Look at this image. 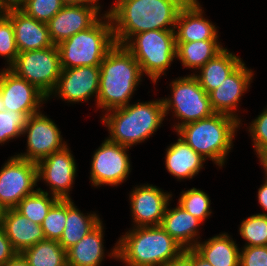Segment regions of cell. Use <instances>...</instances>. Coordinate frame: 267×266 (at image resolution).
<instances>
[{"mask_svg":"<svg viewBox=\"0 0 267 266\" xmlns=\"http://www.w3.org/2000/svg\"><path fill=\"white\" fill-rule=\"evenodd\" d=\"M3 1L7 6H10V5H17L22 0H3Z\"/></svg>","mask_w":267,"mask_h":266,"instance_id":"obj_46","label":"cell"},{"mask_svg":"<svg viewBox=\"0 0 267 266\" xmlns=\"http://www.w3.org/2000/svg\"><path fill=\"white\" fill-rule=\"evenodd\" d=\"M17 6L28 16L47 23L63 7L61 0H22Z\"/></svg>","mask_w":267,"mask_h":266,"instance_id":"obj_34","label":"cell"},{"mask_svg":"<svg viewBox=\"0 0 267 266\" xmlns=\"http://www.w3.org/2000/svg\"><path fill=\"white\" fill-rule=\"evenodd\" d=\"M36 164L38 182L42 179L50 186V195L58 199H71L69 192L75 182L77 167L69 147L66 145Z\"/></svg>","mask_w":267,"mask_h":266,"instance_id":"obj_13","label":"cell"},{"mask_svg":"<svg viewBox=\"0 0 267 266\" xmlns=\"http://www.w3.org/2000/svg\"><path fill=\"white\" fill-rule=\"evenodd\" d=\"M28 113H19L6 110L0 112V144L23 135V129L27 123Z\"/></svg>","mask_w":267,"mask_h":266,"instance_id":"obj_35","label":"cell"},{"mask_svg":"<svg viewBox=\"0 0 267 266\" xmlns=\"http://www.w3.org/2000/svg\"><path fill=\"white\" fill-rule=\"evenodd\" d=\"M4 111H6V108L4 106L3 97L0 91V112H4Z\"/></svg>","mask_w":267,"mask_h":266,"instance_id":"obj_48","label":"cell"},{"mask_svg":"<svg viewBox=\"0 0 267 266\" xmlns=\"http://www.w3.org/2000/svg\"><path fill=\"white\" fill-rule=\"evenodd\" d=\"M99 67L97 107L107 112L127 106L144 76L134 56L123 45L116 44Z\"/></svg>","mask_w":267,"mask_h":266,"instance_id":"obj_3","label":"cell"},{"mask_svg":"<svg viewBox=\"0 0 267 266\" xmlns=\"http://www.w3.org/2000/svg\"><path fill=\"white\" fill-rule=\"evenodd\" d=\"M9 69L35 85L49 98L62 72L58 47L53 45L49 48L20 52Z\"/></svg>","mask_w":267,"mask_h":266,"instance_id":"obj_9","label":"cell"},{"mask_svg":"<svg viewBox=\"0 0 267 266\" xmlns=\"http://www.w3.org/2000/svg\"><path fill=\"white\" fill-rule=\"evenodd\" d=\"M2 225L17 253H22L45 239L41 225L29 220L15 208L5 210Z\"/></svg>","mask_w":267,"mask_h":266,"instance_id":"obj_21","label":"cell"},{"mask_svg":"<svg viewBox=\"0 0 267 266\" xmlns=\"http://www.w3.org/2000/svg\"><path fill=\"white\" fill-rule=\"evenodd\" d=\"M57 200L58 198L53 195L50 197L48 191L37 188L34 193L25 196L15 209L29 220L41 225Z\"/></svg>","mask_w":267,"mask_h":266,"instance_id":"obj_30","label":"cell"},{"mask_svg":"<svg viewBox=\"0 0 267 266\" xmlns=\"http://www.w3.org/2000/svg\"><path fill=\"white\" fill-rule=\"evenodd\" d=\"M102 222L66 251L67 266H100L104 257Z\"/></svg>","mask_w":267,"mask_h":266,"instance_id":"obj_26","label":"cell"},{"mask_svg":"<svg viewBox=\"0 0 267 266\" xmlns=\"http://www.w3.org/2000/svg\"><path fill=\"white\" fill-rule=\"evenodd\" d=\"M164 266H193L192 260L183 252L178 258L173 259Z\"/></svg>","mask_w":267,"mask_h":266,"instance_id":"obj_42","label":"cell"},{"mask_svg":"<svg viewBox=\"0 0 267 266\" xmlns=\"http://www.w3.org/2000/svg\"><path fill=\"white\" fill-rule=\"evenodd\" d=\"M72 201L67 199L65 228L58 241L65 251L77 244L102 222L96 213L84 215Z\"/></svg>","mask_w":267,"mask_h":266,"instance_id":"obj_27","label":"cell"},{"mask_svg":"<svg viewBox=\"0 0 267 266\" xmlns=\"http://www.w3.org/2000/svg\"><path fill=\"white\" fill-rule=\"evenodd\" d=\"M239 266H267V246L243 247Z\"/></svg>","mask_w":267,"mask_h":266,"instance_id":"obj_38","label":"cell"},{"mask_svg":"<svg viewBox=\"0 0 267 266\" xmlns=\"http://www.w3.org/2000/svg\"><path fill=\"white\" fill-rule=\"evenodd\" d=\"M1 266H30L21 253H17L10 261Z\"/></svg>","mask_w":267,"mask_h":266,"instance_id":"obj_43","label":"cell"},{"mask_svg":"<svg viewBox=\"0 0 267 266\" xmlns=\"http://www.w3.org/2000/svg\"><path fill=\"white\" fill-rule=\"evenodd\" d=\"M18 54L12 21L4 13L0 16V56L7 59V68L15 62Z\"/></svg>","mask_w":267,"mask_h":266,"instance_id":"obj_36","label":"cell"},{"mask_svg":"<svg viewBox=\"0 0 267 266\" xmlns=\"http://www.w3.org/2000/svg\"><path fill=\"white\" fill-rule=\"evenodd\" d=\"M0 91L6 110L34 115L48 97L35 85L17 76L9 68L0 71Z\"/></svg>","mask_w":267,"mask_h":266,"instance_id":"obj_14","label":"cell"},{"mask_svg":"<svg viewBox=\"0 0 267 266\" xmlns=\"http://www.w3.org/2000/svg\"><path fill=\"white\" fill-rule=\"evenodd\" d=\"M5 208L0 204V224H2Z\"/></svg>","mask_w":267,"mask_h":266,"instance_id":"obj_49","label":"cell"},{"mask_svg":"<svg viewBox=\"0 0 267 266\" xmlns=\"http://www.w3.org/2000/svg\"><path fill=\"white\" fill-rule=\"evenodd\" d=\"M172 95L162 99L165 116L172 110L181 122L175 123V131L184 124L205 119L215 112L211 107L209 94L199 85L198 80L190 74L176 78L171 82Z\"/></svg>","mask_w":267,"mask_h":266,"instance_id":"obj_8","label":"cell"},{"mask_svg":"<svg viewBox=\"0 0 267 266\" xmlns=\"http://www.w3.org/2000/svg\"><path fill=\"white\" fill-rule=\"evenodd\" d=\"M203 13L197 0L187 1L180 9L176 19L174 31L176 42L218 40L217 27L205 19Z\"/></svg>","mask_w":267,"mask_h":266,"instance_id":"obj_20","label":"cell"},{"mask_svg":"<svg viewBox=\"0 0 267 266\" xmlns=\"http://www.w3.org/2000/svg\"><path fill=\"white\" fill-rule=\"evenodd\" d=\"M67 199H58L50 208L41 227L45 239L59 241L65 228Z\"/></svg>","mask_w":267,"mask_h":266,"instance_id":"obj_32","label":"cell"},{"mask_svg":"<svg viewBox=\"0 0 267 266\" xmlns=\"http://www.w3.org/2000/svg\"><path fill=\"white\" fill-rule=\"evenodd\" d=\"M253 72L242 62L216 89L209 93L211 107L215 113H222L238 119L235 114L241 96L247 91Z\"/></svg>","mask_w":267,"mask_h":266,"instance_id":"obj_18","label":"cell"},{"mask_svg":"<svg viewBox=\"0 0 267 266\" xmlns=\"http://www.w3.org/2000/svg\"><path fill=\"white\" fill-rule=\"evenodd\" d=\"M212 266H239L240 248L227 233H221L208 241L198 242L193 248Z\"/></svg>","mask_w":267,"mask_h":266,"instance_id":"obj_24","label":"cell"},{"mask_svg":"<svg viewBox=\"0 0 267 266\" xmlns=\"http://www.w3.org/2000/svg\"><path fill=\"white\" fill-rule=\"evenodd\" d=\"M100 80L99 66H80L71 69H62L55 90L56 94L64 101L70 103L87 102L90 97H98Z\"/></svg>","mask_w":267,"mask_h":266,"instance_id":"obj_15","label":"cell"},{"mask_svg":"<svg viewBox=\"0 0 267 266\" xmlns=\"http://www.w3.org/2000/svg\"><path fill=\"white\" fill-rule=\"evenodd\" d=\"M258 202L262 209L267 211V173H265L264 184L258 189Z\"/></svg>","mask_w":267,"mask_h":266,"instance_id":"obj_41","label":"cell"},{"mask_svg":"<svg viewBox=\"0 0 267 266\" xmlns=\"http://www.w3.org/2000/svg\"><path fill=\"white\" fill-rule=\"evenodd\" d=\"M172 194L157 186H136L129 195L133 227L160 226Z\"/></svg>","mask_w":267,"mask_h":266,"instance_id":"obj_17","label":"cell"},{"mask_svg":"<svg viewBox=\"0 0 267 266\" xmlns=\"http://www.w3.org/2000/svg\"><path fill=\"white\" fill-rule=\"evenodd\" d=\"M105 12L91 27L57 45L62 69L100 66L107 53L116 45L112 21Z\"/></svg>","mask_w":267,"mask_h":266,"instance_id":"obj_6","label":"cell"},{"mask_svg":"<svg viewBox=\"0 0 267 266\" xmlns=\"http://www.w3.org/2000/svg\"><path fill=\"white\" fill-rule=\"evenodd\" d=\"M184 250L161 225L143 226L122 235L108 256L126 266H164Z\"/></svg>","mask_w":267,"mask_h":266,"instance_id":"obj_2","label":"cell"},{"mask_svg":"<svg viewBox=\"0 0 267 266\" xmlns=\"http://www.w3.org/2000/svg\"><path fill=\"white\" fill-rule=\"evenodd\" d=\"M64 5H99V0H61ZM98 2V3H97Z\"/></svg>","mask_w":267,"mask_h":266,"instance_id":"obj_44","label":"cell"},{"mask_svg":"<svg viewBox=\"0 0 267 266\" xmlns=\"http://www.w3.org/2000/svg\"><path fill=\"white\" fill-rule=\"evenodd\" d=\"M188 0H116L107 12L116 44L149 30H175L180 9Z\"/></svg>","mask_w":267,"mask_h":266,"instance_id":"obj_1","label":"cell"},{"mask_svg":"<svg viewBox=\"0 0 267 266\" xmlns=\"http://www.w3.org/2000/svg\"><path fill=\"white\" fill-rule=\"evenodd\" d=\"M240 124L241 122L232 116L214 113L208 118L184 124L176 132L205 160L209 158L222 167L233 147L235 132Z\"/></svg>","mask_w":267,"mask_h":266,"instance_id":"obj_5","label":"cell"},{"mask_svg":"<svg viewBox=\"0 0 267 266\" xmlns=\"http://www.w3.org/2000/svg\"><path fill=\"white\" fill-rule=\"evenodd\" d=\"M243 61L237 55L224 48L214 58L199 69L200 74L193 73L199 85L209 94L216 89Z\"/></svg>","mask_w":267,"mask_h":266,"instance_id":"obj_25","label":"cell"},{"mask_svg":"<svg viewBox=\"0 0 267 266\" xmlns=\"http://www.w3.org/2000/svg\"><path fill=\"white\" fill-rule=\"evenodd\" d=\"M17 252L7 238L4 227L0 224V266L10 261Z\"/></svg>","mask_w":267,"mask_h":266,"instance_id":"obj_39","label":"cell"},{"mask_svg":"<svg viewBox=\"0 0 267 266\" xmlns=\"http://www.w3.org/2000/svg\"><path fill=\"white\" fill-rule=\"evenodd\" d=\"M175 30H149L134 35L124 47L139 63L143 75L153 83L165 75L176 59Z\"/></svg>","mask_w":267,"mask_h":266,"instance_id":"obj_7","label":"cell"},{"mask_svg":"<svg viewBox=\"0 0 267 266\" xmlns=\"http://www.w3.org/2000/svg\"><path fill=\"white\" fill-rule=\"evenodd\" d=\"M184 253L192 260L193 266H212L203 259L194 249H185Z\"/></svg>","mask_w":267,"mask_h":266,"instance_id":"obj_40","label":"cell"},{"mask_svg":"<svg viewBox=\"0 0 267 266\" xmlns=\"http://www.w3.org/2000/svg\"><path fill=\"white\" fill-rule=\"evenodd\" d=\"M100 5H64L48 22L54 45L91 27L100 17Z\"/></svg>","mask_w":267,"mask_h":266,"instance_id":"obj_16","label":"cell"},{"mask_svg":"<svg viewBox=\"0 0 267 266\" xmlns=\"http://www.w3.org/2000/svg\"><path fill=\"white\" fill-rule=\"evenodd\" d=\"M7 5L4 3L3 0H0V16L5 13Z\"/></svg>","mask_w":267,"mask_h":266,"instance_id":"obj_47","label":"cell"},{"mask_svg":"<svg viewBox=\"0 0 267 266\" xmlns=\"http://www.w3.org/2000/svg\"><path fill=\"white\" fill-rule=\"evenodd\" d=\"M258 158L264 168L265 173H267V150H265Z\"/></svg>","mask_w":267,"mask_h":266,"instance_id":"obj_45","label":"cell"},{"mask_svg":"<svg viewBox=\"0 0 267 266\" xmlns=\"http://www.w3.org/2000/svg\"><path fill=\"white\" fill-rule=\"evenodd\" d=\"M168 206L169 203L161 227L184 249H193L199 242L198 227H200L202 221L191 215L179 204L172 209H168Z\"/></svg>","mask_w":267,"mask_h":266,"instance_id":"obj_22","label":"cell"},{"mask_svg":"<svg viewBox=\"0 0 267 266\" xmlns=\"http://www.w3.org/2000/svg\"><path fill=\"white\" fill-rule=\"evenodd\" d=\"M164 118L162 99H156L112 109L101 120L108 127L109 141L131 148L153 135Z\"/></svg>","mask_w":267,"mask_h":266,"instance_id":"obj_4","label":"cell"},{"mask_svg":"<svg viewBox=\"0 0 267 266\" xmlns=\"http://www.w3.org/2000/svg\"><path fill=\"white\" fill-rule=\"evenodd\" d=\"M211 200L209 196L202 190L191 188L182 191L178 204L194 217L202 222L206 220L212 213L210 209Z\"/></svg>","mask_w":267,"mask_h":266,"instance_id":"obj_33","label":"cell"},{"mask_svg":"<svg viewBox=\"0 0 267 266\" xmlns=\"http://www.w3.org/2000/svg\"><path fill=\"white\" fill-rule=\"evenodd\" d=\"M27 135V150L17 154L19 158L38 162L53 152L63 149L67 143L62 141L61 131L49 117L42 112L28 117L23 135Z\"/></svg>","mask_w":267,"mask_h":266,"instance_id":"obj_12","label":"cell"},{"mask_svg":"<svg viewBox=\"0 0 267 266\" xmlns=\"http://www.w3.org/2000/svg\"><path fill=\"white\" fill-rule=\"evenodd\" d=\"M203 162L205 159L181 138L166 149V169L178 180L192 179L203 168Z\"/></svg>","mask_w":267,"mask_h":266,"instance_id":"obj_23","label":"cell"},{"mask_svg":"<svg viewBox=\"0 0 267 266\" xmlns=\"http://www.w3.org/2000/svg\"><path fill=\"white\" fill-rule=\"evenodd\" d=\"M37 164L14 155L0 169V204L15 208L37 186Z\"/></svg>","mask_w":267,"mask_h":266,"instance_id":"obj_10","label":"cell"},{"mask_svg":"<svg viewBox=\"0 0 267 266\" xmlns=\"http://www.w3.org/2000/svg\"><path fill=\"white\" fill-rule=\"evenodd\" d=\"M129 147L105 141L94 152L91 161L90 181L94 186H118L122 184L131 172Z\"/></svg>","mask_w":267,"mask_h":266,"instance_id":"obj_11","label":"cell"},{"mask_svg":"<svg viewBox=\"0 0 267 266\" xmlns=\"http://www.w3.org/2000/svg\"><path fill=\"white\" fill-rule=\"evenodd\" d=\"M21 254L30 266H67L66 251L58 241L44 239Z\"/></svg>","mask_w":267,"mask_h":266,"instance_id":"obj_29","label":"cell"},{"mask_svg":"<svg viewBox=\"0 0 267 266\" xmlns=\"http://www.w3.org/2000/svg\"><path fill=\"white\" fill-rule=\"evenodd\" d=\"M248 131L251 134L256 155L259 157L267 150V108L256 119L252 120Z\"/></svg>","mask_w":267,"mask_h":266,"instance_id":"obj_37","label":"cell"},{"mask_svg":"<svg viewBox=\"0 0 267 266\" xmlns=\"http://www.w3.org/2000/svg\"><path fill=\"white\" fill-rule=\"evenodd\" d=\"M239 232L247 242L244 247L267 246V214L258 213L242 220Z\"/></svg>","mask_w":267,"mask_h":266,"instance_id":"obj_31","label":"cell"},{"mask_svg":"<svg viewBox=\"0 0 267 266\" xmlns=\"http://www.w3.org/2000/svg\"><path fill=\"white\" fill-rule=\"evenodd\" d=\"M5 14L12 21L19 53L49 48L54 45L49 37L47 23L28 16L17 5L7 6Z\"/></svg>","mask_w":267,"mask_h":266,"instance_id":"obj_19","label":"cell"},{"mask_svg":"<svg viewBox=\"0 0 267 266\" xmlns=\"http://www.w3.org/2000/svg\"><path fill=\"white\" fill-rule=\"evenodd\" d=\"M176 46V58L184 67L193 70H199L224 49L218 40L176 42Z\"/></svg>","mask_w":267,"mask_h":266,"instance_id":"obj_28","label":"cell"}]
</instances>
